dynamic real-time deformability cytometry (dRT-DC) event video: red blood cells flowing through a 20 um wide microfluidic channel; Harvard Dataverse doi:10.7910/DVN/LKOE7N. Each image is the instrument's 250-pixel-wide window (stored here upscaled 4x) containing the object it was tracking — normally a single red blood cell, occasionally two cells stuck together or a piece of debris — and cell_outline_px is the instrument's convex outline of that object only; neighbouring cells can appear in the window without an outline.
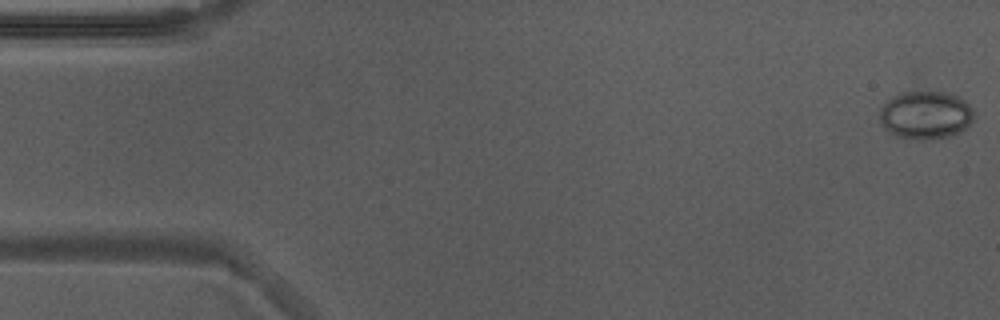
{"species": "Egyptian fruit bat (a non-hibernating species)", "species_latin": "Rousettus aegyptiacus", "temperature_condition": "warm", "stored_images_in_passage": 11, "camera_frame_rate_fps": 3000, "um_per_image_px": 0.085, "animal": {"sex": "male"}, "frame": {"image": 1, "passage_image": 1, "time_ms": 0.0, "image_size_px": [1000, 320], "cell_outline_px": [[972, 120], [960, 132], [948, 136], [932, 140], [916, 140], [896, 136], [884, 128], [880, 124], [880, 108], [892, 96], [900, 92], [944, 92], [956, 96], [964, 100], [972, 108]], "centroid_in_image_um": [78.63, 9.79], "position_along_channel_um": 6.4, "area_um2": 26.36}}